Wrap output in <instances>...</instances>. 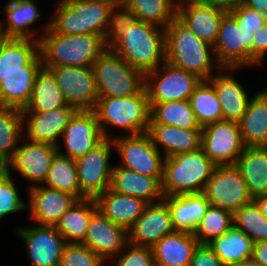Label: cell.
Returning <instances> with one entry per match:
<instances>
[{
	"mask_svg": "<svg viewBox=\"0 0 267 266\" xmlns=\"http://www.w3.org/2000/svg\"><path fill=\"white\" fill-rule=\"evenodd\" d=\"M38 39L42 67H92L107 49L104 38L100 35L54 33L49 28V23Z\"/></svg>",
	"mask_w": 267,
	"mask_h": 266,
	"instance_id": "cell-1",
	"label": "cell"
},
{
	"mask_svg": "<svg viewBox=\"0 0 267 266\" xmlns=\"http://www.w3.org/2000/svg\"><path fill=\"white\" fill-rule=\"evenodd\" d=\"M164 30L168 63L193 73L202 80H209L213 76L215 66L221 69L217 64L213 46L199 39L177 17Z\"/></svg>",
	"mask_w": 267,
	"mask_h": 266,
	"instance_id": "cell-2",
	"label": "cell"
},
{
	"mask_svg": "<svg viewBox=\"0 0 267 266\" xmlns=\"http://www.w3.org/2000/svg\"><path fill=\"white\" fill-rule=\"evenodd\" d=\"M133 68L144 74L166 61L164 28L137 20L110 47Z\"/></svg>",
	"mask_w": 267,
	"mask_h": 266,
	"instance_id": "cell-3",
	"label": "cell"
},
{
	"mask_svg": "<svg viewBox=\"0 0 267 266\" xmlns=\"http://www.w3.org/2000/svg\"><path fill=\"white\" fill-rule=\"evenodd\" d=\"M49 28L63 35L94 34L104 38L114 6L101 0H59Z\"/></svg>",
	"mask_w": 267,
	"mask_h": 266,
	"instance_id": "cell-4",
	"label": "cell"
},
{
	"mask_svg": "<svg viewBox=\"0 0 267 266\" xmlns=\"http://www.w3.org/2000/svg\"><path fill=\"white\" fill-rule=\"evenodd\" d=\"M216 165L202 148L167 157L163 163V196L203 193Z\"/></svg>",
	"mask_w": 267,
	"mask_h": 266,
	"instance_id": "cell-5",
	"label": "cell"
},
{
	"mask_svg": "<svg viewBox=\"0 0 267 266\" xmlns=\"http://www.w3.org/2000/svg\"><path fill=\"white\" fill-rule=\"evenodd\" d=\"M98 118L104 139L112 140L107 126L120 128L127 132L126 136L147 133L150 122V105L146 88L139 94L129 97L99 98L93 110ZM107 125V126H106Z\"/></svg>",
	"mask_w": 267,
	"mask_h": 266,
	"instance_id": "cell-6",
	"label": "cell"
},
{
	"mask_svg": "<svg viewBox=\"0 0 267 266\" xmlns=\"http://www.w3.org/2000/svg\"><path fill=\"white\" fill-rule=\"evenodd\" d=\"M99 98L129 97L145 88V74L107 48L93 63Z\"/></svg>",
	"mask_w": 267,
	"mask_h": 266,
	"instance_id": "cell-7",
	"label": "cell"
},
{
	"mask_svg": "<svg viewBox=\"0 0 267 266\" xmlns=\"http://www.w3.org/2000/svg\"><path fill=\"white\" fill-rule=\"evenodd\" d=\"M253 38L254 30L243 27L232 12L226 13L213 44L217 64L221 68L236 69L251 66Z\"/></svg>",
	"mask_w": 267,
	"mask_h": 266,
	"instance_id": "cell-8",
	"label": "cell"
},
{
	"mask_svg": "<svg viewBox=\"0 0 267 266\" xmlns=\"http://www.w3.org/2000/svg\"><path fill=\"white\" fill-rule=\"evenodd\" d=\"M202 79L165 61L157 69L145 74V88L149 103L188 101Z\"/></svg>",
	"mask_w": 267,
	"mask_h": 266,
	"instance_id": "cell-9",
	"label": "cell"
},
{
	"mask_svg": "<svg viewBox=\"0 0 267 266\" xmlns=\"http://www.w3.org/2000/svg\"><path fill=\"white\" fill-rule=\"evenodd\" d=\"M203 194L210 205L232 213L254 200L235 165L216 166Z\"/></svg>",
	"mask_w": 267,
	"mask_h": 266,
	"instance_id": "cell-10",
	"label": "cell"
},
{
	"mask_svg": "<svg viewBox=\"0 0 267 266\" xmlns=\"http://www.w3.org/2000/svg\"><path fill=\"white\" fill-rule=\"evenodd\" d=\"M54 75L67 105L77 110H94L99 94L92 67H44Z\"/></svg>",
	"mask_w": 267,
	"mask_h": 266,
	"instance_id": "cell-11",
	"label": "cell"
},
{
	"mask_svg": "<svg viewBox=\"0 0 267 266\" xmlns=\"http://www.w3.org/2000/svg\"><path fill=\"white\" fill-rule=\"evenodd\" d=\"M112 142L122 162L119 166L146 176L163 177L165 158L154 147L147 133L117 136Z\"/></svg>",
	"mask_w": 267,
	"mask_h": 266,
	"instance_id": "cell-12",
	"label": "cell"
},
{
	"mask_svg": "<svg viewBox=\"0 0 267 266\" xmlns=\"http://www.w3.org/2000/svg\"><path fill=\"white\" fill-rule=\"evenodd\" d=\"M201 148L216 165H235L245 145L238 122L220 120L202 127Z\"/></svg>",
	"mask_w": 267,
	"mask_h": 266,
	"instance_id": "cell-13",
	"label": "cell"
},
{
	"mask_svg": "<svg viewBox=\"0 0 267 266\" xmlns=\"http://www.w3.org/2000/svg\"><path fill=\"white\" fill-rule=\"evenodd\" d=\"M110 139H104L93 150L75 159L80 191L87 198H96L109 189L113 165L110 163Z\"/></svg>",
	"mask_w": 267,
	"mask_h": 266,
	"instance_id": "cell-14",
	"label": "cell"
},
{
	"mask_svg": "<svg viewBox=\"0 0 267 266\" xmlns=\"http://www.w3.org/2000/svg\"><path fill=\"white\" fill-rule=\"evenodd\" d=\"M23 141L25 143L18 145L12 158L6 163V172L9 175L12 174L11 169L18 172L29 183H33L30 187L40 183L42 185L58 149L47 143H35L26 139Z\"/></svg>",
	"mask_w": 267,
	"mask_h": 266,
	"instance_id": "cell-15",
	"label": "cell"
},
{
	"mask_svg": "<svg viewBox=\"0 0 267 266\" xmlns=\"http://www.w3.org/2000/svg\"><path fill=\"white\" fill-rule=\"evenodd\" d=\"M16 233L25 241L32 266H59L67 242L55 226H21Z\"/></svg>",
	"mask_w": 267,
	"mask_h": 266,
	"instance_id": "cell-16",
	"label": "cell"
},
{
	"mask_svg": "<svg viewBox=\"0 0 267 266\" xmlns=\"http://www.w3.org/2000/svg\"><path fill=\"white\" fill-rule=\"evenodd\" d=\"M62 140L66 153H58L71 159H77L93 150L103 140L98 118L93 110H77L63 131Z\"/></svg>",
	"mask_w": 267,
	"mask_h": 266,
	"instance_id": "cell-17",
	"label": "cell"
},
{
	"mask_svg": "<svg viewBox=\"0 0 267 266\" xmlns=\"http://www.w3.org/2000/svg\"><path fill=\"white\" fill-rule=\"evenodd\" d=\"M77 109L67 105L47 112H22L23 128L26 140L35 143L61 145L58 141ZM24 122L27 124L24 125Z\"/></svg>",
	"mask_w": 267,
	"mask_h": 266,
	"instance_id": "cell-18",
	"label": "cell"
},
{
	"mask_svg": "<svg viewBox=\"0 0 267 266\" xmlns=\"http://www.w3.org/2000/svg\"><path fill=\"white\" fill-rule=\"evenodd\" d=\"M128 243V230L109 220L99 209L91 216L84 241L81 243L104 261L117 256Z\"/></svg>",
	"mask_w": 267,
	"mask_h": 266,
	"instance_id": "cell-19",
	"label": "cell"
},
{
	"mask_svg": "<svg viewBox=\"0 0 267 266\" xmlns=\"http://www.w3.org/2000/svg\"><path fill=\"white\" fill-rule=\"evenodd\" d=\"M175 231L168 205L161 200L146 206L143 214L128 229V242L152 247L164 236Z\"/></svg>",
	"mask_w": 267,
	"mask_h": 266,
	"instance_id": "cell-20",
	"label": "cell"
},
{
	"mask_svg": "<svg viewBox=\"0 0 267 266\" xmlns=\"http://www.w3.org/2000/svg\"><path fill=\"white\" fill-rule=\"evenodd\" d=\"M30 219L38 225L55 226L61 216L69 210L78 198L65 191L37 185L28 188ZM29 205V206H28Z\"/></svg>",
	"mask_w": 267,
	"mask_h": 266,
	"instance_id": "cell-21",
	"label": "cell"
},
{
	"mask_svg": "<svg viewBox=\"0 0 267 266\" xmlns=\"http://www.w3.org/2000/svg\"><path fill=\"white\" fill-rule=\"evenodd\" d=\"M39 40L7 38L0 48V75L38 74Z\"/></svg>",
	"mask_w": 267,
	"mask_h": 266,
	"instance_id": "cell-22",
	"label": "cell"
},
{
	"mask_svg": "<svg viewBox=\"0 0 267 266\" xmlns=\"http://www.w3.org/2000/svg\"><path fill=\"white\" fill-rule=\"evenodd\" d=\"M163 177L146 176L134 170L113 165L109 189L156 203L163 200L161 181Z\"/></svg>",
	"mask_w": 267,
	"mask_h": 266,
	"instance_id": "cell-23",
	"label": "cell"
},
{
	"mask_svg": "<svg viewBox=\"0 0 267 266\" xmlns=\"http://www.w3.org/2000/svg\"><path fill=\"white\" fill-rule=\"evenodd\" d=\"M227 12L205 2L186 3L176 8V17L199 39L215 43L219 26Z\"/></svg>",
	"mask_w": 267,
	"mask_h": 266,
	"instance_id": "cell-24",
	"label": "cell"
},
{
	"mask_svg": "<svg viewBox=\"0 0 267 266\" xmlns=\"http://www.w3.org/2000/svg\"><path fill=\"white\" fill-rule=\"evenodd\" d=\"M147 134L154 147L163 150V157L193 152L201 148L202 129H184L166 124H149ZM160 145V147H159Z\"/></svg>",
	"mask_w": 267,
	"mask_h": 266,
	"instance_id": "cell-25",
	"label": "cell"
},
{
	"mask_svg": "<svg viewBox=\"0 0 267 266\" xmlns=\"http://www.w3.org/2000/svg\"><path fill=\"white\" fill-rule=\"evenodd\" d=\"M229 70L235 71L236 68H221L209 80L221 104L222 120L238 122L246 112L251 98L248 97L247 91L239 81L233 75L228 74Z\"/></svg>",
	"mask_w": 267,
	"mask_h": 266,
	"instance_id": "cell-26",
	"label": "cell"
},
{
	"mask_svg": "<svg viewBox=\"0 0 267 266\" xmlns=\"http://www.w3.org/2000/svg\"><path fill=\"white\" fill-rule=\"evenodd\" d=\"M199 241L193 233L175 231L164 236L151 248L155 266H190Z\"/></svg>",
	"mask_w": 267,
	"mask_h": 266,
	"instance_id": "cell-27",
	"label": "cell"
},
{
	"mask_svg": "<svg viewBox=\"0 0 267 266\" xmlns=\"http://www.w3.org/2000/svg\"><path fill=\"white\" fill-rule=\"evenodd\" d=\"M176 231L194 233L210 203L203 193L164 196Z\"/></svg>",
	"mask_w": 267,
	"mask_h": 266,
	"instance_id": "cell-28",
	"label": "cell"
},
{
	"mask_svg": "<svg viewBox=\"0 0 267 266\" xmlns=\"http://www.w3.org/2000/svg\"><path fill=\"white\" fill-rule=\"evenodd\" d=\"M98 209L113 223L129 229L149 204L145 200L107 189L96 198Z\"/></svg>",
	"mask_w": 267,
	"mask_h": 266,
	"instance_id": "cell-29",
	"label": "cell"
},
{
	"mask_svg": "<svg viewBox=\"0 0 267 266\" xmlns=\"http://www.w3.org/2000/svg\"><path fill=\"white\" fill-rule=\"evenodd\" d=\"M238 125L245 147H267V89L249 100Z\"/></svg>",
	"mask_w": 267,
	"mask_h": 266,
	"instance_id": "cell-30",
	"label": "cell"
},
{
	"mask_svg": "<svg viewBox=\"0 0 267 266\" xmlns=\"http://www.w3.org/2000/svg\"><path fill=\"white\" fill-rule=\"evenodd\" d=\"M3 13L7 16V23L0 20V28L7 38L39 40L34 38L37 31L30 29V25L39 21L40 17L34 0H9Z\"/></svg>",
	"mask_w": 267,
	"mask_h": 266,
	"instance_id": "cell-31",
	"label": "cell"
},
{
	"mask_svg": "<svg viewBox=\"0 0 267 266\" xmlns=\"http://www.w3.org/2000/svg\"><path fill=\"white\" fill-rule=\"evenodd\" d=\"M235 167L253 198L267 193V147H245Z\"/></svg>",
	"mask_w": 267,
	"mask_h": 266,
	"instance_id": "cell-32",
	"label": "cell"
},
{
	"mask_svg": "<svg viewBox=\"0 0 267 266\" xmlns=\"http://www.w3.org/2000/svg\"><path fill=\"white\" fill-rule=\"evenodd\" d=\"M97 209L95 198L78 199L56 223V230L67 243L81 244L86 237L91 216Z\"/></svg>",
	"mask_w": 267,
	"mask_h": 266,
	"instance_id": "cell-33",
	"label": "cell"
},
{
	"mask_svg": "<svg viewBox=\"0 0 267 266\" xmlns=\"http://www.w3.org/2000/svg\"><path fill=\"white\" fill-rule=\"evenodd\" d=\"M224 266H235L252 258L254 242L251 238L234 227L207 244Z\"/></svg>",
	"mask_w": 267,
	"mask_h": 266,
	"instance_id": "cell-34",
	"label": "cell"
},
{
	"mask_svg": "<svg viewBox=\"0 0 267 266\" xmlns=\"http://www.w3.org/2000/svg\"><path fill=\"white\" fill-rule=\"evenodd\" d=\"M67 106L52 72L42 67L36 76L30 101L21 112H47Z\"/></svg>",
	"mask_w": 267,
	"mask_h": 266,
	"instance_id": "cell-35",
	"label": "cell"
},
{
	"mask_svg": "<svg viewBox=\"0 0 267 266\" xmlns=\"http://www.w3.org/2000/svg\"><path fill=\"white\" fill-rule=\"evenodd\" d=\"M149 124H166L184 129H202L197 123L189 101L149 103Z\"/></svg>",
	"mask_w": 267,
	"mask_h": 266,
	"instance_id": "cell-36",
	"label": "cell"
},
{
	"mask_svg": "<svg viewBox=\"0 0 267 266\" xmlns=\"http://www.w3.org/2000/svg\"><path fill=\"white\" fill-rule=\"evenodd\" d=\"M36 76L37 74L0 75V107L25 109Z\"/></svg>",
	"mask_w": 267,
	"mask_h": 266,
	"instance_id": "cell-37",
	"label": "cell"
},
{
	"mask_svg": "<svg viewBox=\"0 0 267 266\" xmlns=\"http://www.w3.org/2000/svg\"><path fill=\"white\" fill-rule=\"evenodd\" d=\"M45 187L69 192L78 199L87 198L81 191L78 182L75 159L57 153L50 165Z\"/></svg>",
	"mask_w": 267,
	"mask_h": 266,
	"instance_id": "cell-38",
	"label": "cell"
},
{
	"mask_svg": "<svg viewBox=\"0 0 267 266\" xmlns=\"http://www.w3.org/2000/svg\"><path fill=\"white\" fill-rule=\"evenodd\" d=\"M188 101L200 127L222 120L221 104L210 80H202Z\"/></svg>",
	"mask_w": 267,
	"mask_h": 266,
	"instance_id": "cell-39",
	"label": "cell"
},
{
	"mask_svg": "<svg viewBox=\"0 0 267 266\" xmlns=\"http://www.w3.org/2000/svg\"><path fill=\"white\" fill-rule=\"evenodd\" d=\"M22 125L20 109L0 107V162L6 164L15 153L23 138Z\"/></svg>",
	"mask_w": 267,
	"mask_h": 266,
	"instance_id": "cell-40",
	"label": "cell"
},
{
	"mask_svg": "<svg viewBox=\"0 0 267 266\" xmlns=\"http://www.w3.org/2000/svg\"><path fill=\"white\" fill-rule=\"evenodd\" d=\"M125 5L136 19L165 28L175 17L176 7L172 0H127Z\"/></svg>",
	"mask_w": 267,
	"mask_h": 266,
	"instance_id": "cell-41",
	"label": "cell"
},
{
	"mask_svg": "<svg viewBox=\"0 0 267 266\" xmlns=\"http://www.w3.org/2000/svg\"><path fill=\"white\" fill-rule=\"evenodd\" d=\"M233 227V213L210 205L193 233L199 244H208Z\"/></svg>",
	"mask_w": 267,
	"mask_h": 266,
	"instance_id": "cell-42",
	"label": "cell"
},
{
	"mask_svg": "<svg viewBox=\"0 0 267 266\" xmlns=\"http://www.w3.org/2000/svg\"><path fill=\"white\" fill-rule=\"evenodd\" d=\"M233 227L247 234L254 243L267 241V219L254 201L233 213Z\"/></svg>",
	"mask_w": 267,
	"mask_h": 266,
	"instance_id": "cell-43",
	"label": "cell"
},
{
	"mask_svg": "<svg viewBox=\"0 0 267 266\" xmlns=\"http://www.w3.org/2000/svg\"><path fill=\"white\" fill-rule=\"evenodd\" d=\"M13 181L7 172L0 177V220L11 213L27 210V203L20 197Z\"/></svg>",
	"mask_w": 267,
	"mask_h": 266,
	"instance_id": "cell-44",
	"label": "cell"
},
{
	"mask_svg": "<svg viewBox=\"0 0 267 266\" xmlns=\"http://www.w3.org/2000/svg\"><path fill=\"white\" fill-rule=\"evenodd\" d=\"M137 21L135 14L126 5L114 6L111 11L108 28L104 36L107 48H110Z\"/></svg>",
	"mask_w": 267,
	"mask_h": 266,
	"instance_id": "cell-45",
	"label": "cell"
},
{
	"mask_svg": "<svg viewBox=\"0 0 267 266\" xmlns=\"http://www.w3.org/2000/svg\"><path fill=\"white\" fill-rule=\"evenodd\" d=\"M105 261L83 244L67 243L59 266H104Z\"/></svg>",
	"mask_w": 267,
	"mask_h": 266,
	"instance_id": "cell-46",
	"label": "cell"
},
{
	"mask_svg": "<svg viewBox=\"0 0 267 266\" xmlns=\"http://www.w3.org/2000/svg\"><path fill=\"white\" fill-rule=\"evenodd\" d=\"M114 264L115 266H155L152 248L128 242L125 248L117 255L116 263Z\"/></svg>",
	"mask_w": 267,
	"mask_h": 266,
	"instance_id": "cell-47",
	"label": "cell"
},
{
	"mask_svg": "<svg viewBox=\"0 0 267 266\" xmlns=\"http://www.w3.org/2000/svg\"><path fill=\"white\" fill-rule=\"evenodd\" d=\"M232 13L241 21L243 27L254 30V33L267 23L266 14L250 9L243 4L234 9Z\"/></svg>",
	"mask_w": 267,
	"mask_h": 266,
	"instance_id": "cell-48",
	"label": "cell"
},
{
	"mask_svg": "<svg viewBox=\"0 0 267 266\" xmlns=\"http://www.w3.org/2000/svg\"><path fill=\"white\" fill-rule=\"evenodd\" d=\"M267 52V23L254 33L251 47V66L261 65Z\"/></svg>",
	"mask_w": 267,
	"mask_h": 266,
	"instance_id": "cell-49",
	"label": "cell"
},
{
	"mask_svg": "<svg viewBox=\"0 0 267 266\" xmlns=\"http://www.w3.org/2000/svg\"><path fill=\"white\" fill-rule=\"evenodd\" d=\"M190 266H224L207 244H199L194 251Z\"/></svg>",
	"mask_w": 267,
	"mask_h": 266,
	"instance_id": "cell-50",
	"label": "cell"
},
{
	"mask_svg": "<svg viewBox=\"0 0 267 266\" xmlns=\"http://www.w3.org/2000/svg\"><path fill=\"white\" fill-rule=\"evenodd\" d=\"M244 0H203L206 4L212 5L215 8L225 12H232L239 5L243 4Z\"/></svg>",
	"mask_w": 267,
	"mask_h": 266,
	"instance_id": "cell-51",
	"label": "cell"
},
{
	"mask_svg": "<svg viewBox=\"0 0 267 266\" xmlns=\"http://www.w3.org/2000/svg\"><path fill=\"white\" fill-rule=\"evenodd\" d=\"M252 258L263 266H267V241L254 243Z\"/></svg>",
	"mask_w": 267,
	"mask_h": 266,
	"instance_id": "cell-52",
	"label": "cell"
},
{
	"mask_svg": "<svg viewBox=\"0 0 267 266\" xmlns=\"http://www.w3.org/2000/svg\"><path fill=\"white\" fill-rule=\"evenodd\" d=\"M243 5L267 15V0H244Z\"/></svg>",
	"mask_w": 267,
	"mask_h": 266,
	"instance_id": "cell-53",
	"label": "cell"
},
{
	"mask_svg": "<svg viewBox=\"0 0 267 266\" xmlns=\"http://www.w3.org/2000/svg\"><path fill=\"white\" fill-rule=\"evenodd\" d=\"M253 201L259 207L261 214L267 219V193L254 197Z\"/></svg>",
	"mask_w": 267,
	"mask_h": 266,
	"instance_id": "cell-54",
	"label": "cell"
},
{
	"mask_svg": "<svg viewBox=\"0 0 267 266\" xmlns=\"http://www.w3.org/2000/svg\"><path fill=\"white\" fill-rule=\"evenodd\" d=\"M235 266H263L262 264L255 261L253 258L246 259Z\"/></svg>",
	"mask_w": 267,
	"mask_h": 266,
	"instance_id": "cell-55",
	"label": "cell"
},
{
	"mask_svg": "<svg viewBox=\"0 0 267 266\" xmlns=\"http://www.w3.org/2000/svg\"><path fill=\"white\" fill-rule=\"evenodd\" d=\"M194 2H203V0H172V3L176 8L183 4Z\"/></svg>",
	"mask_w": 267,
	"mask_h": 266,
	"instance_id": "cell-56",
	"label": "cell"
},
{
	"mask_svg": "<svg viewBox=\"0 0 267 266\" xmlns=\"http://www.w3.org/2000/svg\"><path fill=\"white\" fill-rule=\"evenodd\" d=\"M101 1H106L112 4L113 6L125 5V3L127 2V0H101Z\"/></svg>",
	"mask_w": 267,
	"mask_h": 266,
	"instance_id": "cell-57",
	"label": "cell"
},
{
	"mask_svg": "<svg viewBox=\"0 0 267 266\" xmlns=\"http://www.w3.org/2000/svg\"><path fill=\"white\" fill-rule=\"evenodd\" d=\"M6 39H7V37L5 36V34L3 33V31L0 28V48Z\"/></svg>",
	"mask_w": 267,
	"mask_h": 266,
	"instance_id": "cell-58",
	"label": "cell"
},
{
	"mask_svg": "<svg viewBox=\"0 0 267 266\" xmlns=\"http://www.w3.org/2000/svg\"><path fill=\"white\" fill-rule=\"evenodd\" d=\"M6 172V164L0 162V177Z\"/></svg>",
	"mask_w": 267,
	"mask_h": 266,
	"instance_id": "cell-59",
	"label": "cell"
}]
</instances>
